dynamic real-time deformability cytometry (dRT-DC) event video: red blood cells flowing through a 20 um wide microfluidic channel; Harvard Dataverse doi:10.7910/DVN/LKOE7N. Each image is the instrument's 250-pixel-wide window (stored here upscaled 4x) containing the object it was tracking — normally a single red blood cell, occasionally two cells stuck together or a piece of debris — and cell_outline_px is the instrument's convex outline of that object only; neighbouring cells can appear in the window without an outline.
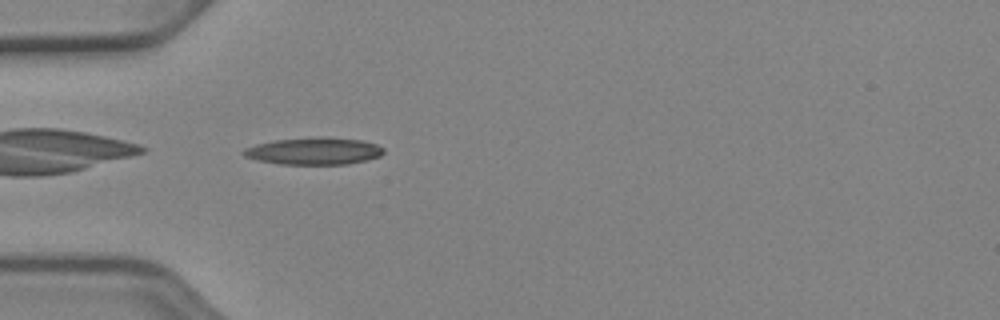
{"species": "Egyptian fruit bat (a non-hibernating species)", "species_latin": "Rousettus aegyptiacus", "temperature_condition": "cold", "stored_images_in_passage": 37, "camera_frame_rate_fps": 3000, "um_per_image_px": 0.085, "animal": {"sex": "female"}, "frame": {"image": 1, "passage_image": 1, "time_ms": 0.0, "image_size_px": [1000, 320], "cell_outline_px": [[384, 152], [380, 156], [348, 164], [280, 164], [260, 160], [244, 156], [240, 152], [244, 148], [256, 144], [276, 140], [320, 136], [360, 140], [376, 144], [384, 148]], "centroid_in_image_um": [26.68, 12.83], "position_along_channel_um": 58.3, "area_um2": 22.02}}
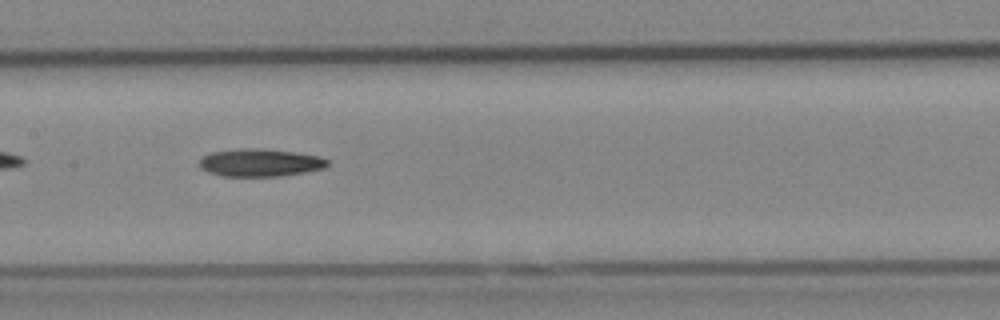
{"frame": {"image": 2, "passage_image": 11, "time_ms": 3.333, "image_size_px": [1000, 320], "cell_outline_px": [[328, 164], [324, 168], [304, 172], [280, 176], [220, 176], [208, 172], [200, 168], [200, 160], [204, 156], [212, 152], [244, 148], [260, 148], [292, 152], [320, 156], [328, 160]], "centroid_in_image_um": [22.1, 13.83], "position_along_channel_um": 185.3, "area_um2": 20.52}}
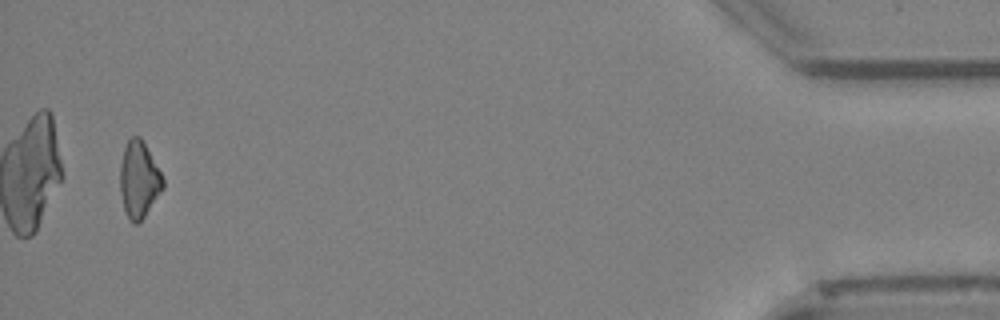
{"frame": {"image": 3, "passage_image": 35, "time_ms": 11.333, "image_size_px": [1000, 320], "cell_outline_px": [[164, 188], [144, 216], [136, 224], [132, 224], [128, 220], [124, 212], [120, 192], [120, 164], [124, 148], [128, 140], [132, 136], [140, 136], [160, 172], [164, 180]], "centroid_in_image_um": [11.78, 15.3], "position_along_channel_um": 423.4, "area_um2": 19.02}}